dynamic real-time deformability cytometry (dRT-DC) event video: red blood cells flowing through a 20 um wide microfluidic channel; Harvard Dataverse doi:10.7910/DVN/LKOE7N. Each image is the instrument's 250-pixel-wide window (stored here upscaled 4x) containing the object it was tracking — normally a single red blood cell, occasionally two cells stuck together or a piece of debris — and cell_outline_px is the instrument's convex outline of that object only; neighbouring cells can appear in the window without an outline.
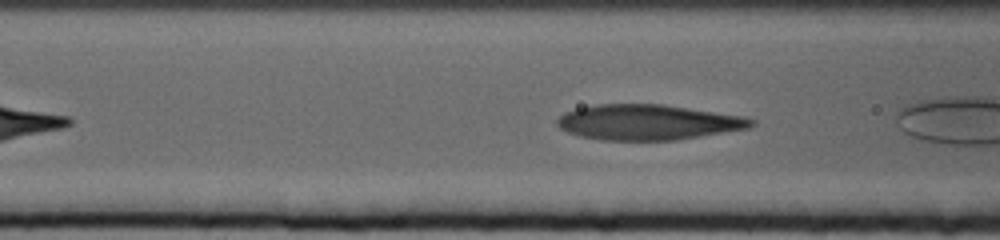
{"species": "human", "species_latin": "Homo sapiens", "temperature_condition": "cold", "stored_images_in_passage": 6, "camera_frame_rate_fps": 3000, "um_per_image_px": 0.085, "donor": {"sex": "female"}, "frame": {"image": 1, "passage_image": 3, "time_ms": 0.667, "image_size_px": [1000, 240], "cell_outline_px": [[756, 124], [748, 128], [676, 140], [600, 140], [580, 136], [568, 132], [560, 128], [556, 124], [556, 120], [560, 116], [576, 108], [600, 104], [664, 104], [740, 116], [756, 120]], "centroid_in_image_um": [55.05, 10.39], "position_along_channel_um": 111.5, "area_um2": 39.71}}